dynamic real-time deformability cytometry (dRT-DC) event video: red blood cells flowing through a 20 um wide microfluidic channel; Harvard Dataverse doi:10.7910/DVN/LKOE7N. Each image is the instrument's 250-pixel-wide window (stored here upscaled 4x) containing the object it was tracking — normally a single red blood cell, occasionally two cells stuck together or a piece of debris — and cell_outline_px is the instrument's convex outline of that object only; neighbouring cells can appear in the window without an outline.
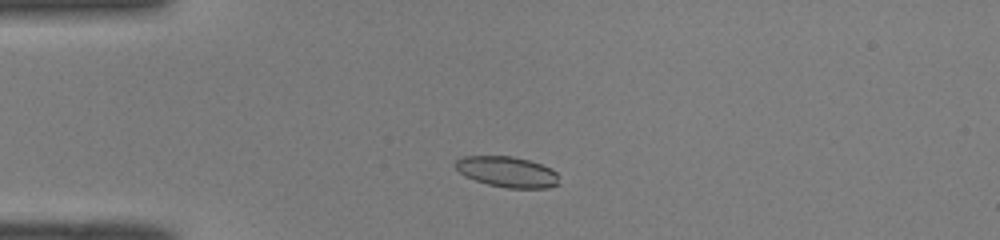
{"species": "common noctule bat (a hibernating species)", "species_latin": "Nyctalus noctula", "temperature_condition": "room temperature", "stored_images_in_passage": 38, "camera_frame_rate_fps": 3000, "um_per_image_px": 0.085, "animal": {"sex": "male", "body_mass_g": 19.0, "forearm_length_mm": 50.8}, "frame": {"image": 1, "passage_image": 1, "time_ms": 0.0, "image_size_px": [1000, 240], "cell_outline_px": [[560, 184], [548, 188], [508, 188], [488, 184], [464, 176], [452, 164], [456, 160], [464, 156], [512, 156], [528, 160], [552, 168], [556, 172]], "centroid_in_image_um": [43.12, 14.61], "position_along_channel_um": 41.9, "area_um2": 18.61}}
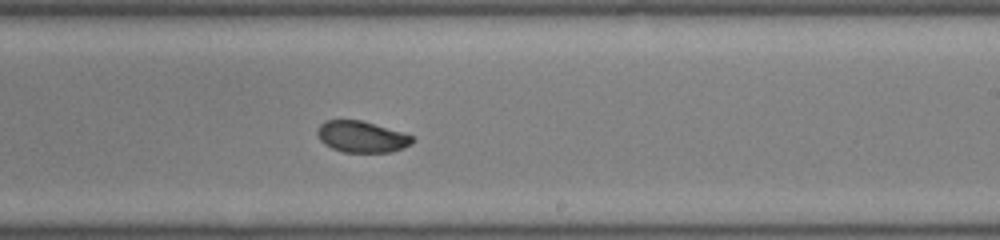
{"frame": {"image": 2, "passage_image": 19, "time_ms": 6.0, "image_size_px": [1000, 240], "cell_outline_px": [[416, 140], [412, 144], [404, 148], [392, 152], [344, 152], [332, 148], [324, 144], [320, 140], [316, 132], [316, 128], [324, 120], [360, 120], [400, 132], [412, 136]], "centroid_in_image_um": [30.72, 11.63], "position_along_channel_um": 258.3, "area_um2": 17.34}}
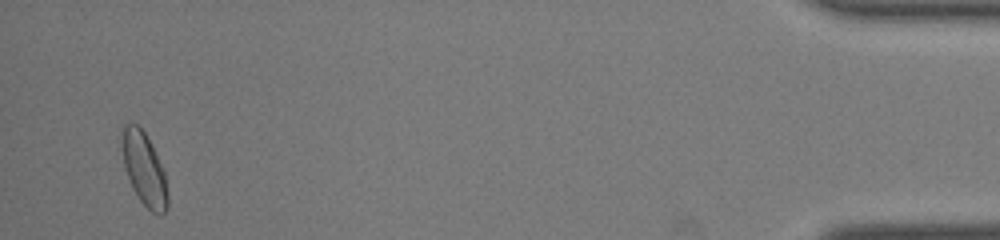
{"frame": {"image": 3, "passage_image": 37, "time_ms": 12.0, "image_size_px": [1000, 240], "cell_outline_px": [[168, 204], [164, 212], [152, 212], [140, 200], [132, 188], [124, 164], [124, 124], [136, 124], [144, 132], [152, 144], [164, 172], [168, 196]], "centroid_in_image_um": [12.29, 14.4], "position_along_channel_um": 422.9, "area_um2": 18.5}, "authors_computed_cell_mechanics": {"area_um2": 18.4671, "velocity_mm_per_s": 4.0589, "shape_relaxation_time_tau1_ms": 5.6182, "shape_relaxation_time_tau2_ms": 0.6691, "deformation_change_tau1": 0.1336, "deformation_change_tau2": 0.0309}}